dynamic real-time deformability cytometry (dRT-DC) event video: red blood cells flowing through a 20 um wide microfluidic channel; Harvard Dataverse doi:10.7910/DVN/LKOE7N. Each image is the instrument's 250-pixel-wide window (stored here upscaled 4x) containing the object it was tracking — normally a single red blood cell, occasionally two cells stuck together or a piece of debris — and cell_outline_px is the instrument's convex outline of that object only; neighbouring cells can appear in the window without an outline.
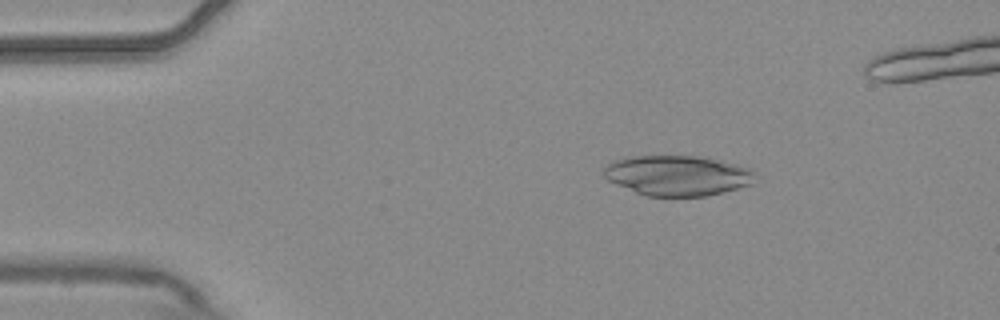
{"species": "common noctule bat (a hibernating species)", "species_latin": "Nyctalus noctula", "temperature_condition": "warm", "stored_images_in_passage": 5, "camera_frame_rate_fps": 3000, "um_per_image_px": 0.085, "animal": {"sex": "male", "body_mass_g": 20.4}, "frame": {"image": 1, "passage_image": 2, "time_ms": 0.333, "image_size_px": [1000, 320], "cell_outline_px": [[752, 184], [704, 196], [648, 196], [636, 192], [616, 184], [608, 180], [604, 176], [604, 168], [612, 160], [624, 156], [700, 156], [720, 160], [736, 164], [748, 168], [752, 172]], "centroid_in_image_um": [57.51, 14.9], "position_along_channel_um": 27.5, "area_um2": 35.14}}